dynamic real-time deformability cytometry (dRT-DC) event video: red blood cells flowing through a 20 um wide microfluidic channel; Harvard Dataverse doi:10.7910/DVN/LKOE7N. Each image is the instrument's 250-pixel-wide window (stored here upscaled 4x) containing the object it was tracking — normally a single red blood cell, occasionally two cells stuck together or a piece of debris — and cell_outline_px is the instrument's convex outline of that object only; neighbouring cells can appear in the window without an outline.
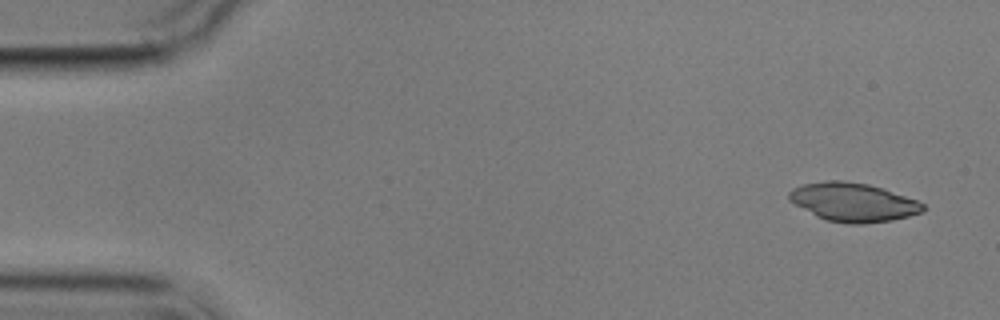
{"species": "common noctule bat (a hibernating species)", "species_latin": "Nyctalus noctula", "temperature_condition": "cold", "stored_images_in_passage": 4, "camera_frame_rate_fps": 3000, "um_per_image_px": 0.085, "animal": {"sex": "male", "body_mass_g": 17.9}, "frame": {"image": 1, "passage_image": 1, "time_ms": 0.0, "image_size_px": [1000, 320], "cell_outline_px": [[924, 212], [892, 220], [864, 224], [848, 224], [824, 220], [816, 216], [788, 200], [788, 192], [792, 188], [804, 184], [824, 180], [840, 180], [868, 184], [916, 200], [924, 204]], "centroid_in_image_um": [72.48, 17.19], "position_along_channel_um": 12.5, "area_um2": 30.11}}